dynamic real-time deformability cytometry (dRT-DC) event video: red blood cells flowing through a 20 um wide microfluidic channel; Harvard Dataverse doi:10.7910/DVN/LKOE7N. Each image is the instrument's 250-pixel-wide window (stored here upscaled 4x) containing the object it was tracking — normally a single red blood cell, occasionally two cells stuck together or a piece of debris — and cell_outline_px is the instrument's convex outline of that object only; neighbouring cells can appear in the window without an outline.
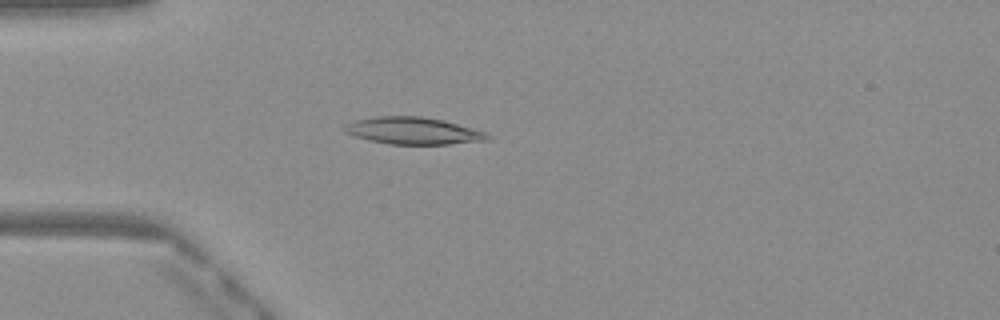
{"species": "Egyptian fruit bat (a non-hibernating species)", "species_latin": "Rousettus aegyptiacus", "temperature_condition": "warm", "stored_images_in_passage": 36, "camera_frame_rate_fps": 3000, "um_per_image_px": 0.085, "frame": {"image": 1, "passage_image": 6, "time_ms": 1.667, "image_size_px": [1000, 320], "cell_outline_px": [[492, 136], [488, 140], [448, 144], [388, 144], [368, 140], [344, 132], [340, 128], [344, 124], [356, 120], [376, 116], [420, 116], [444, 120], [484, 132]], "centroid_in_image_um": [35.06, 11.11], "position_along_channel_um": 49.9, "area_um2": 22.54}}
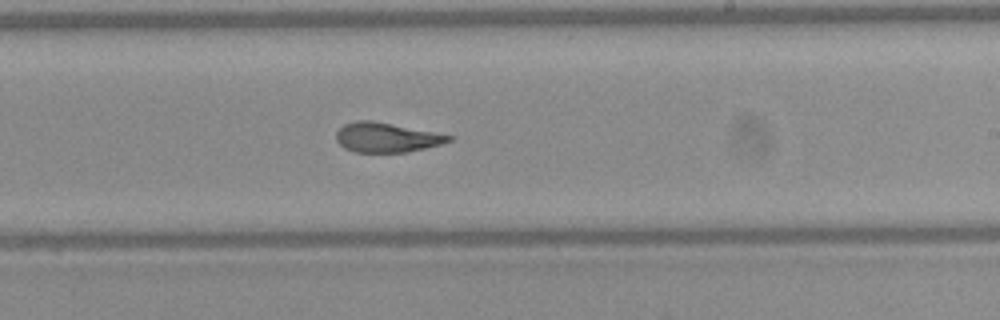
{"frame": {"image": 2, "passage_image": 22, "time_ms": 7.0, "image_size_px": [1000, 320], "cell_outline_px": [[456, 136], [452, 140], [440, 144], [408, 152], [356, 152], [344, 148], [336, 140], [336, 132], [344, 124], [356, 120], [372, 120]], "centroid_in_image_um": [32.85, 11.68], "position_along_channel_um": 256.1, "area_um2": 19.42}}
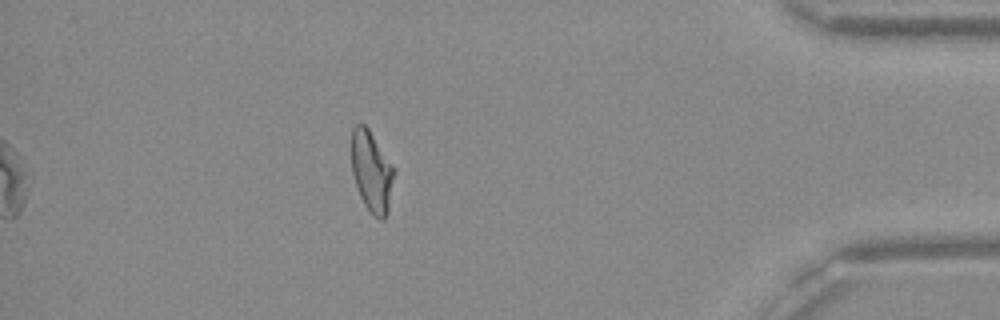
{"frame": {"image": 3, "passage_image": 36, "time_ms": 11.667, "image_size_px": [1000, 320], "cell_outline_px": [[396, 172], [388, 212], [384, 220], [380, 220], [372, 216], [364, 204], [360, 196], [352, 172], [352, 128], [356, 124], [364, 124], [368, 128], [396, 168]], "centroid_in_image_um": [31.63, 14.61], "position_along_channel_um": 403.6, "area_um2": 20.46}, "authors_computed_cell_mechanics": {"area_um2": 20.6346, "velocity_mm_per_s": 4.0924, "shape_relaxation_time_tau1_ms": null, "shape_relaxation_time_tau2_ms": 1.9885, "deformation_change_tau1": null, "deformation_change_tau2": 0.1036}}